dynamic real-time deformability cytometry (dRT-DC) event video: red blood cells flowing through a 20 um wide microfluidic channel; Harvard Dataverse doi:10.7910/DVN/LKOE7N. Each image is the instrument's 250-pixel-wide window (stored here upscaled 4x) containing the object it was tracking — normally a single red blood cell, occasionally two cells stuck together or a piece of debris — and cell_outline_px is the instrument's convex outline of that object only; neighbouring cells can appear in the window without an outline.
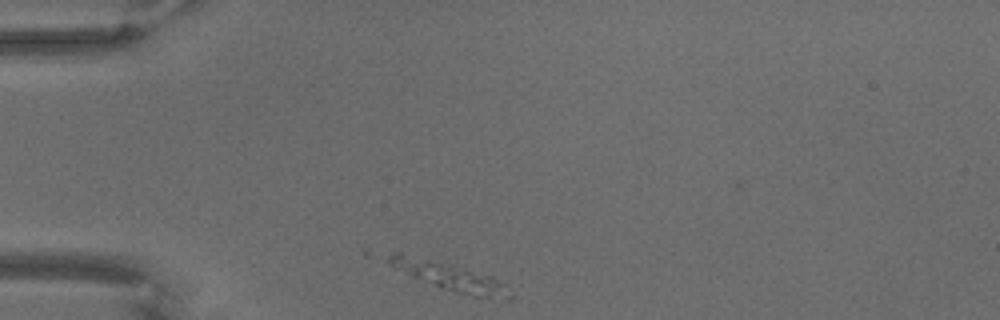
{"species": "common noctule bat (a hibernating species)", "species_latin": "Nyctalus noctula", "temperature_condition": "warm", "stored_images_in_passage": 16, "camera_frame_rate_fps": 3000, "um_per_image_px": 0.085, "animal": {"sex": "male", "body_mass_g": 18.8}, "frame": {"image": 1, "passage_image": 1, "time_ms": 0.0, "image_size_px": [1000, 320], "cell_outline_px": [[516, 296], [508, 300], [476, 296], [444, 288], [396, 268], [388, 260], [388, 256], [396, 252], [400, 252], [492, 276]], "centroid_in_image_um": [38.34, 23.52], "position_along_channel_um": 46.7, "area_um2": 18.26}}
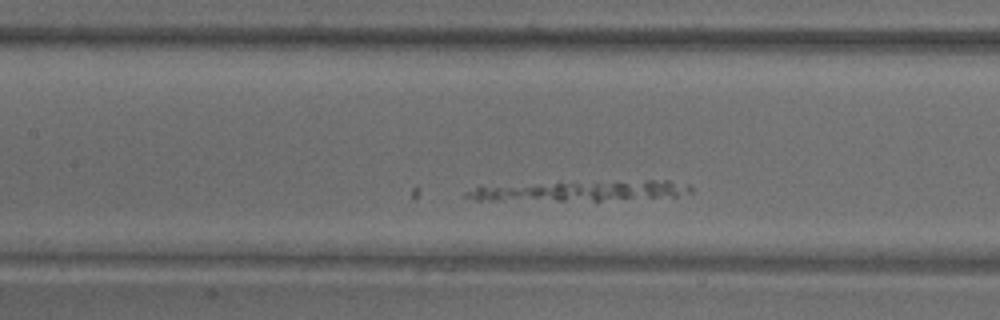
{"frame": {"image": 2, "passage_image": 16, "time_ms": 5.0, "image_size_px": [1000, 320], "cell_outline_px": [[696, 188], [692, 192], [676, 196], [600, 200], [476, 200], [464, 196], [464, 192], [480, 184], [644, 180], [668, 180], [688, 184]], "centroid_in_image_um": [49.23, 16.19], "position_along_channel_um": 158.2, "area_um2": 27.34}}